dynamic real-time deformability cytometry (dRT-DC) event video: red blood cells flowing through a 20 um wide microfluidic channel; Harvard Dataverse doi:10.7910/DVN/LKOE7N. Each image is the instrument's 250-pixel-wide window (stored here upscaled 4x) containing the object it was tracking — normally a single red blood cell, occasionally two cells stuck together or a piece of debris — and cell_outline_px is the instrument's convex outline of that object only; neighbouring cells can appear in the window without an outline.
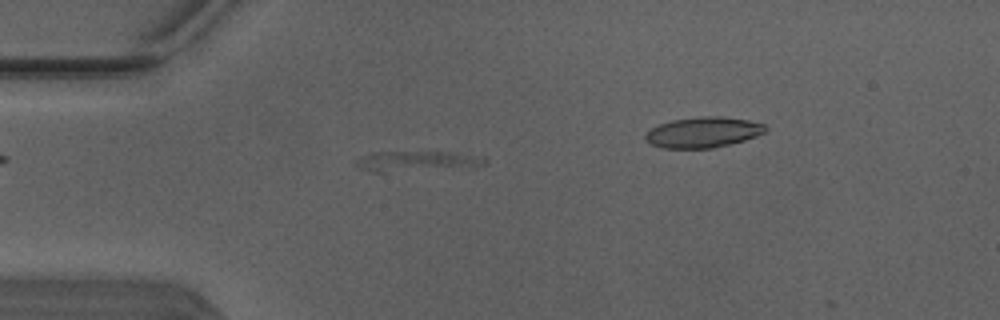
{"species": "Egyptian fruit bat (a non-hibernating species)", "species_latin": "Rousettus aegyptiacus", "temperature_condition": "warm", "stored_images_in_passage": 11, "camera_frame_rate_fps": 3000, "um_per_image_px": 0.085, "animal": {"sex": "male"}, "frame": {"image": 1, "passage_image": 4, "time_ms": 1.0, "image_size_px": [1000, 320], "cell_outline_px": [[460, 160], [452, 164], [384, 172], [372, 172], [360, 168], [356, 164], [356, 160], [372, 152], [444, 152], [456, 156]], "centroid_in_image_um": [34.32, 13.67], "position_along_channel_um": 50.7, "area_um2": 11.33}}
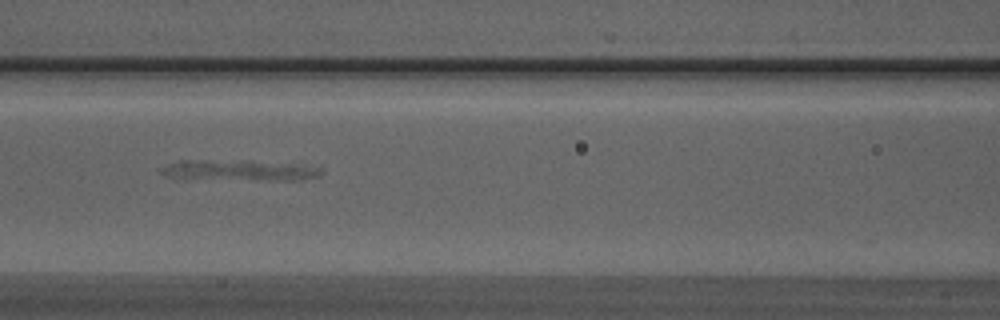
{"frame": {"image": 2, "passage_image": 10, "time_ms": 3.0, "image_size_px": [1000, 320], "cell_outline_px": [[324, 172], [320, 176], [300, 180], [288, 180], [168, 176], [160, 172], [160, 168], [168, 164], [180, 160], [248, 160], [296, 164], [324, 168]], "centroid_in_image_um": [20.48, 14.44], "position_along_channel_um": 146.1, "area_um2": 18.73}}
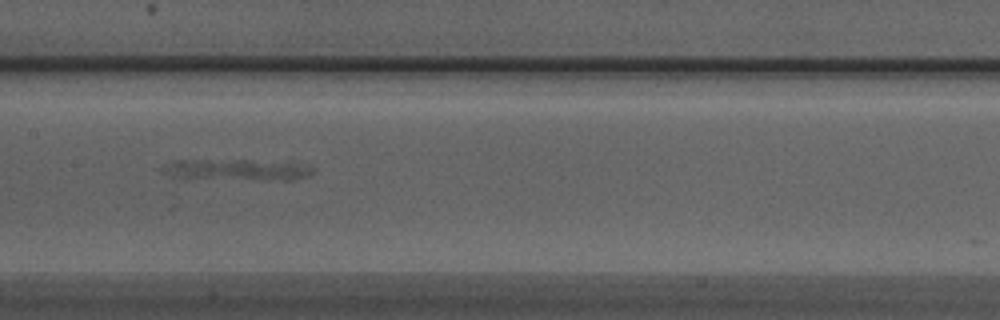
{"frame": {"image": 3, "passage_image": 11, "time_ms": 3.333, "image_size_px": [1000, 320], "cell_outline_px": [[312, 172], [308, 176], [292, 180], [284, 180], [176, 176], [164, 168], [176, 160], [248, 160], [312, 164]], "centroid_in_image_um": [20.41, 14.4], "position_along_channel_um": 187.0, "area_um2": 17.46}}